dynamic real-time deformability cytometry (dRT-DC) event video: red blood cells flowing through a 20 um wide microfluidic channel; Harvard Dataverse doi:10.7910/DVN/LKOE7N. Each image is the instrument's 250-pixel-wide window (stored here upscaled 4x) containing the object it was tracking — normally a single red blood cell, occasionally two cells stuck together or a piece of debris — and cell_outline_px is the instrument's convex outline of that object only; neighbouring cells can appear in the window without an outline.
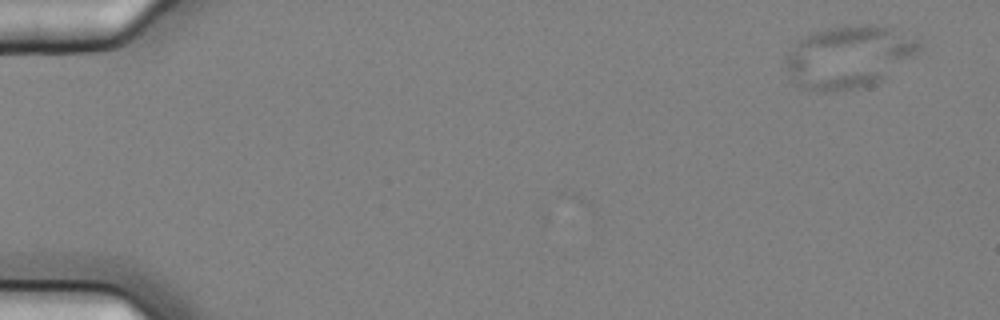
{"species": "common noctule bat (a hibernating species)", "species_latin": "Nyctalus noctula", "temperature_condition": "cold", "stored_images_in_passage": 4, "camera_frame_rate_fps": 3000, "um_per_image_px": 0.085, "animal": {"sex": "female", "body_mass_g": 25.1}, "frame": {"image": 1, "passage_image": 1, "time_ms": 0.0, "image_size_px": [1000, 320], "cell_outline_px": [[924, 44], [916, 56], [880, 80], [872, 84], [860, 88], [828, 92], [820, 92], [804, 88], [796, 84], [792, 80], [784, 68], [784, 56], [800, 36], [812, 32], [828, 28], [860, 24], [884, 24], [920, 40]], "centroid_in_image_um": [72.13, 4.81], "position_along_channel_um": 12.9, "area_um2": 49.48}}